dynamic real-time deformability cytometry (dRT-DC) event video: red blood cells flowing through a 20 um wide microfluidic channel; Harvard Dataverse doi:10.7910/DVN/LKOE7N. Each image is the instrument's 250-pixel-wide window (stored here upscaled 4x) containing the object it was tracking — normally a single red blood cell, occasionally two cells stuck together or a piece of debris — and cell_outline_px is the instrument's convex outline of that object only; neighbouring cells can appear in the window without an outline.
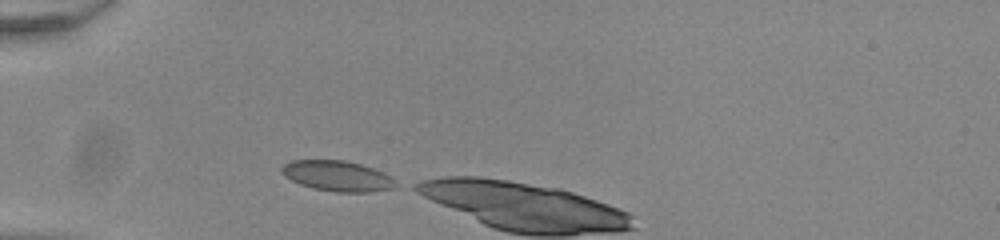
{"species": "common noctule bat (a hibernating species)", "species_latin": "Nyctalus noctula", "temperature_condition": "room temperature", "stored_images_in_passage": 5, "camera_frame_rate_fps": 3000, "um_per_image_px": 0.085, "animal": {"sex": "male", "body_mass_g": 20.0, "forearm_length_mm": 53.3}, "frame": {"image": 1, "passage_image": 1, "time_ms": 0.0, "image_size_px": [1000, 240], "cell_outline_px": [[400, 184], [392, 188], [372, 192], [336, 192], [312, 188], [300, 184], [284, 176], [280, 172], [280, 168], [284, 164], [292, 160], [344, 160], [360, 164], [372, 168], [388, 176]], "centroid_in_image_um": [28.64, 14.96], "position_along_channel_um": 56.4, "area_um2": 20.17}}